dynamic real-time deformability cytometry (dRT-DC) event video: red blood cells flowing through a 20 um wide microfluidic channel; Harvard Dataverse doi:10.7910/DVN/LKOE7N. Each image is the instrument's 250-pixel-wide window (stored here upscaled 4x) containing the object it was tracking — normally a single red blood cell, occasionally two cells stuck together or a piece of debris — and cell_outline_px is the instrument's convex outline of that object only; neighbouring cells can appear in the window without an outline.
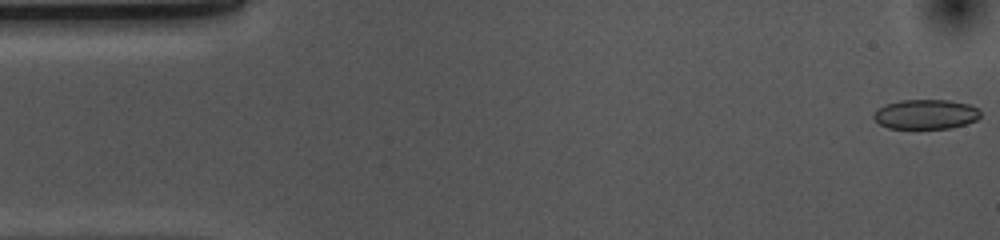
{"species": "common noctule bat (a hibernating species)", "species_latin": "Nyctalus noctula", "temperature_condition": "cold", "stored_images_in_passage": 53, "camera_frame_rate_fps": 3000, "um_per_image_px": 0.085, "animal": {"sex": "female", "body_mass_g": 10.0, "forearm_length_mm": 53.1}, "frame": {"image": 1, "passage_image": 1, "time_ms": 0.0, "image_size_px": [1000, 240], "cell_outline_px": [[980, 116], [976, 120], [952, 128], [888, 128], [880, 124], [872, 116], [880, 108], [888, 104], [900, 100], [948, 100], [968, 104], [980, 108]], "centroid_in_image_um": [78.73, 9.71], "position_along_channel_um": 6.3, "area_um2": 18.26}}
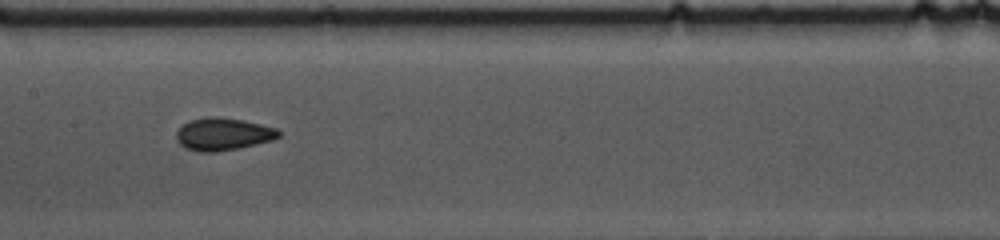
{"frame": {"image": 2, "passage_image": 25, "time_ms": 8.0, "image_size_px": [1000, 240], "cell_outline_px": [[280, 136], [272, 140], [240, 148], [216, 152], [200, 152], [184, 148], [176, 140], [176, 132], [188, 120], [240, 120], [260, 124], [276, 128], [280, 132]], "centroid_in_image_um": [18.96, 11.47], "position_along_channel_um": 188.4, "area_um2": 18.55}}
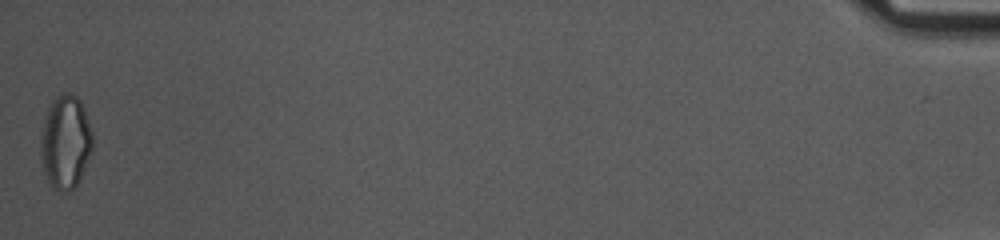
{"frame": {"image": 3, "passage_image": 53, "time_ms": 17.333, "image_size_px": [1000, 240], "cell_outline_px": [[92, 152], [80, 180], [72, 188], [52, 188], [48, 180], [40, 160], [40, 148], [44, 116], [52, 100], [64, 92], [72, 92], [80, 100], [88, 120], [92, 132]], "centroid_in_image_um": [5.57, 12.02], "position_along_channel_um": 429.6, "area_um2": 28.09}, "authors_computed_cell_mechanics": {"area_um2": 18.9584, "velocity_mm_per_s": 3.6891, "shape_relaxation_time_tau1_ms": 5.6935, "shape_relaxation_time_tau2_ms": 2.1851, "deformation_change_tau1": 0.1045, "deformation_change_tau2": 0.0479}}